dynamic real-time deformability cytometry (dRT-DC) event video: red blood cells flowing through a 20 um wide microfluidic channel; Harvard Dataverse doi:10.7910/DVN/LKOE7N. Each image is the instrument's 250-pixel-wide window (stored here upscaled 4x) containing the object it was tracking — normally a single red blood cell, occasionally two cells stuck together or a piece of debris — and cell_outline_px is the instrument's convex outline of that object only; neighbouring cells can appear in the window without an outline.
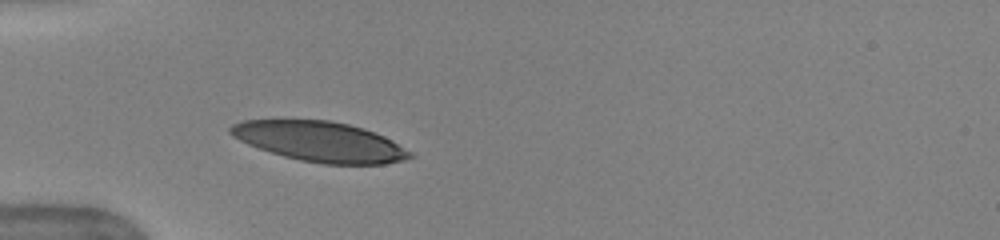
{"species": "human", "species_latin": "Homo sapiens", "temperature_condition": "warm", "stored_images_in_passage": 32, "camera_frame_rate_fps": 3000, "um_per_image_px": 0.085, "donor": {"sex": "female"}, "frame": {"image": 1, "passage_image": 1, "time_ms": 0.0, "image_size_px": [1000, 240], "cell_outline_px": [[416, 156], [404, 160], [384, 164], [324, 164], [300, 160], [284, 156], [248, 144], [232, 136], [228, 132], [228, 128], [232, 124], [244, 120], [328, 120], [348, 124], [364, 128], [384, 136], [392, 140], [412, 152]], "centroid_in_image_um": [27.22, 12.03], "position_along_channel_um": 57.8, "area_um2": 41.79}, "authors_computed_cell_mechanics": {"area_um2": 42.9454, "velocity_mm_per_s": 3.9374, "shape_relaxation_time_tau1_ms": 3.8603, "shape_relaxation_time_tau2_ms": 2.5512, "deformation_change_tau1": 0.1511, "deformation_change_tau2": 0.0943}}